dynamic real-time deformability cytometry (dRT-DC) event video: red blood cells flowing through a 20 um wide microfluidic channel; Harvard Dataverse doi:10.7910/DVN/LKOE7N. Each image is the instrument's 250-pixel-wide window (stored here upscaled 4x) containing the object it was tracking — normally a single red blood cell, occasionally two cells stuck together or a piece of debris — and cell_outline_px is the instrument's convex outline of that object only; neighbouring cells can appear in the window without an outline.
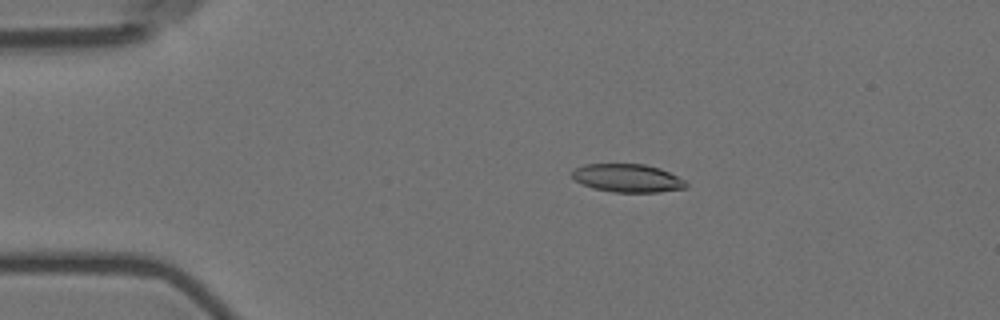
{"species": "Egyptian fruit bat (a non-hibernating species)", "species_latin": "Rousettus aegyptiacus", "temperature_condition": "room temperature", "stored_images_in_passage": 9, "camera_frame_rate_fps": 3000, "um_per_image_px": 0.085, "animal": {"sex": "female"}, "frame": {"image": 1, "passage_image": 4, "time_ms": 3.333, "image_size_px": [1000, 320], "cell_outline_px": [[688, 188], [660, 192], [616, 192], [592, 188], [576, 180], [572, 176], [572, 172], [576, 168], [584, 164], [644, 164], [660, 168], [684, 180], [688, 184]], "centroid_in_image_um": [53.37, 15.14], "position_along_channel_um": 31.6, "area_um2": 18.61}}
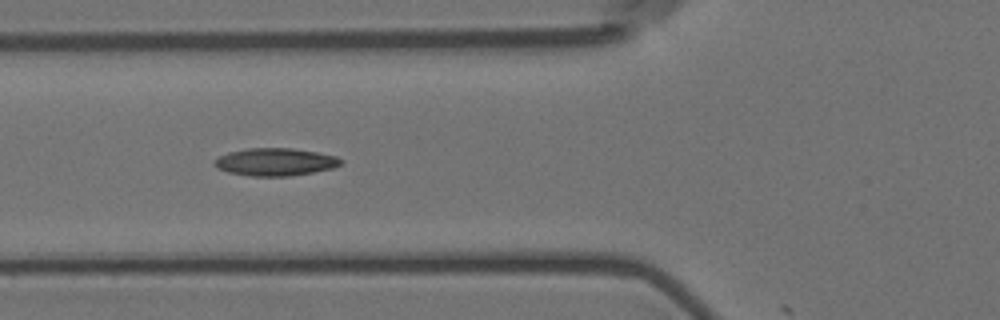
{"frame": {"image": 2, "passage_image": 7, "time_ms": 6.667, "image_size_px": [1000, 320], "cell_outline_px": [[344, 160], [340, 164], [332, 168], [312, 172], [288, 176], [252, 176], [228, 172], [216, 168], [212, 164], [212, 160], [228, 152], [248, 148], [292, 148], [316, 152], [336, 156]], "centroid_in_image_um": [23.35, 13.76], "position_along_channel_um": 102.4, "area_um2": 20.35}}
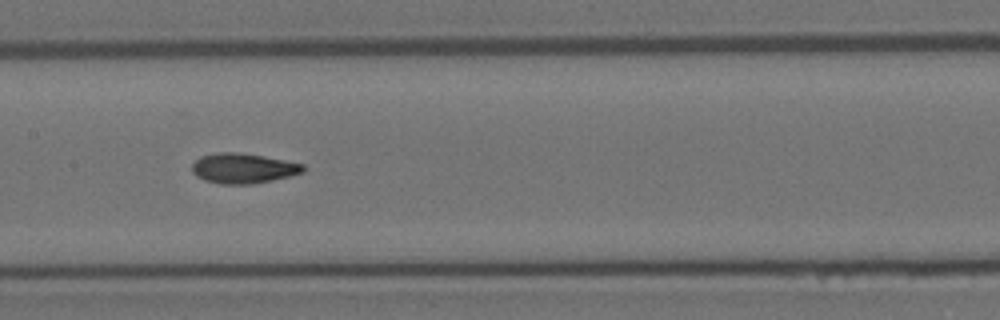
{"frame": {"image": 3, "passage_image": 9, "time_ms": 9.0, "image_size_px": [1000, 320], "cell_outline_px": [[308, 168], [304, 172], [272, 180], [252, 184], [220, 184], [204, 180], [196, 176], [192, 172], [192, 164], [200, 156], [216, 152], [236, 152], [264, 156], [304, 164]], "centroid_in_image_um": [20.67, 14.3], "position_along_channel_um": 186.7, "area_um2": 19.59}}